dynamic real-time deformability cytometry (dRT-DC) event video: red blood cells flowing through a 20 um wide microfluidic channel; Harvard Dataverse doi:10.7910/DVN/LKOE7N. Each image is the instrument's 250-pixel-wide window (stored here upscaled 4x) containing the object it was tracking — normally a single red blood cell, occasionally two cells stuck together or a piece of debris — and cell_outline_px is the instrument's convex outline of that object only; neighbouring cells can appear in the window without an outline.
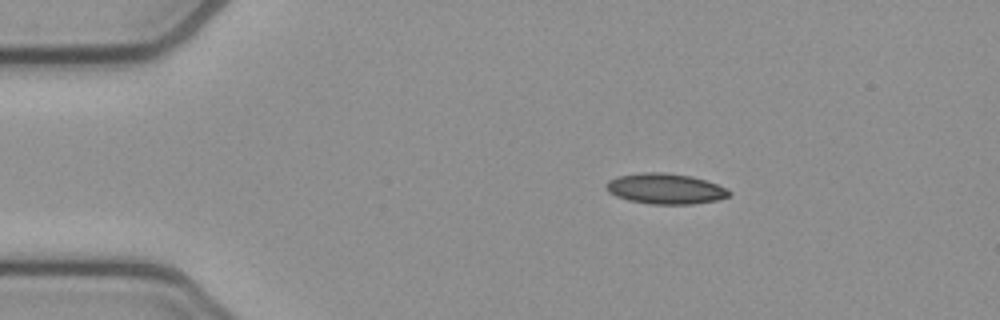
{"species": "common noctule bat (a hibernating species)", "species_latin": "Nyctalus noctula", "temperature_condition": "cold", "stored_images_in_passage": 45, "camera_frame_rate_fps": 3000, "um_per_image_px": 0.085, "animal": {"sex": "female", "body_mass_g": 21.9}, "frame": {"image": 1, "passage_image": 1, "time_ms": 0.0, "image_size_px": [1000, 320], "cell_outline_px": [[732, 192], [728, 196], [716, 200], [692, 204], [652, 204], [628, 200], [616, 196], [608, 192], [604, 188], [608, 180], [616, 176], [640, 172], [664, 172], [692, 176], [728, 188]], "centroid_in_image_um": [56.52, 16.03], "position_along_channel_um": 28.5, "area_um2": 22.02}}
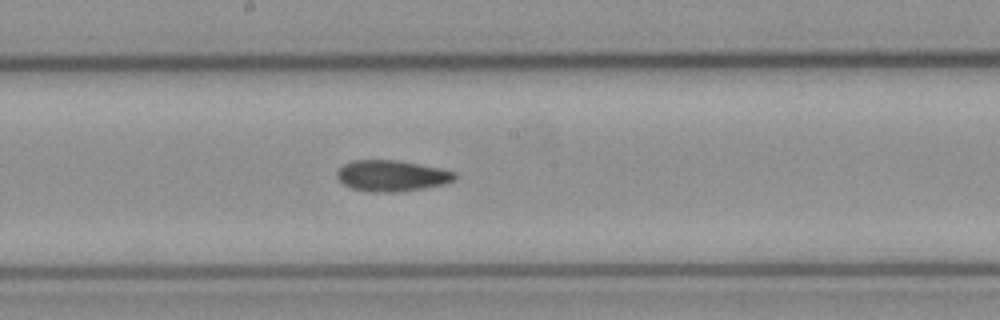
{"frame": {"image": 2, "passage_image": 20, "time_ms": 6.333, "image_size_px": [1000, 320], "cell_outline_px": [[456, 180], [444, 184], [424, 188], [400, 192], [372, 192], [352, 188], [344, 184], [336, 176], [336, 172], [344, 164], [352, 160], [400, 160], [440, 168], [456, 172]], "centroid_in_image_um": [33.32, 14.94], "position_along_channel_um": 214.9, "area_um2": 21.44}}
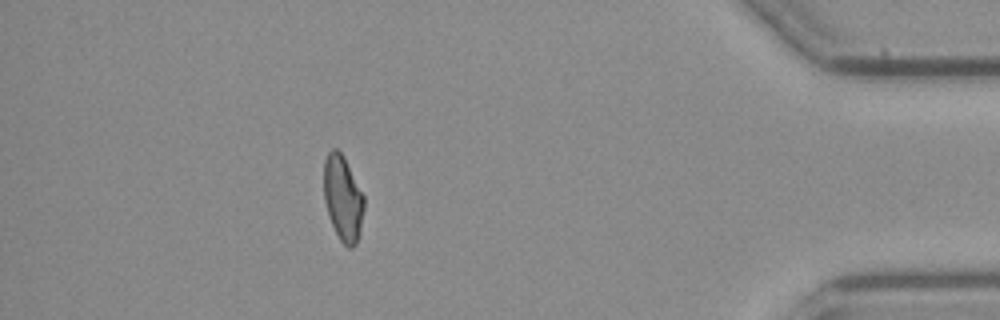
{"frame": {"image": 3, "passage_image": 39, "time_ms": 12.667, "image_size_px": [1000, 320], "cell_outline_px": [[364, 208], [360, 232], [356, 244], [352, 248], [348, 248], [340, 240], [328, 216], [324, 200], [324, 160], [328, 152], [332, 148], [336, 148], [344, 156], [364, 196]], "centroid_in_image_um": [29.14, 16.85], "position_along_channel_um": 406.1, "area_um2": 20.06}, "authors_computed_cell_mechanics": {"area_um2": 21.097, "velocity_mm_per_s": 3.8303, "shape_relaxation_time_tau1_ms": null, "shape_relaxation_time_tau2_ms": 8.3656, "deformation_change_tau1": null, "deformation_change_tau2": 0.1692}}